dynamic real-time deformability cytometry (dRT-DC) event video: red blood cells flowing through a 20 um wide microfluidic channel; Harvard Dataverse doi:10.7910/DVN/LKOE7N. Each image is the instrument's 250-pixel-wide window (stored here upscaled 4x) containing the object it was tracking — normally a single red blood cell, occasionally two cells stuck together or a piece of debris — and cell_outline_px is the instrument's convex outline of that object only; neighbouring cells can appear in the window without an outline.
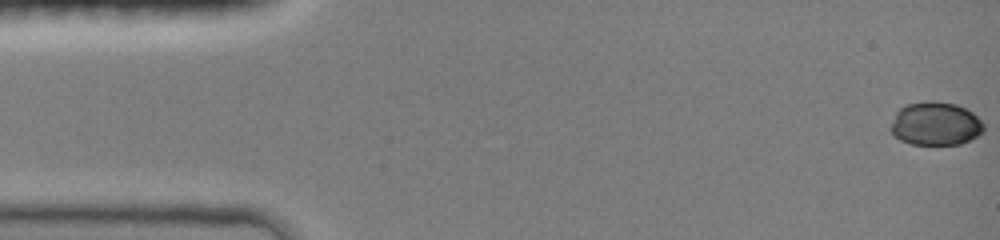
{"species": "common noctule bat (a hibernating species)", "species_latin": "Nyctalus noctula", "temperature_condition": "room temperature", "stored_images_in_passage": 48, "camera_frame_rate_fps": 3000, "um_per_image_px": 0.085, "animal": {"sex": "female", "body_mass_g": 19.0, "forearm_length_mm": 51.5}, "frame": {"image": 1, "passage_image": 1, "time_ms": 0.0, "image_size_px": [1000, 240], "cell_outline_px": [[984, 132], [960, 144], [912, 144], [900, 140], [888, 128], [896, 112], [900, 108], [908, 104], [924, 100], [932, 100], [956, 104], [972, 112], [984, 124]], "centroid_in_image_um": [79.5, 10.5], "position_along_channel_um": 5.5, "area_um2": 23.58}}
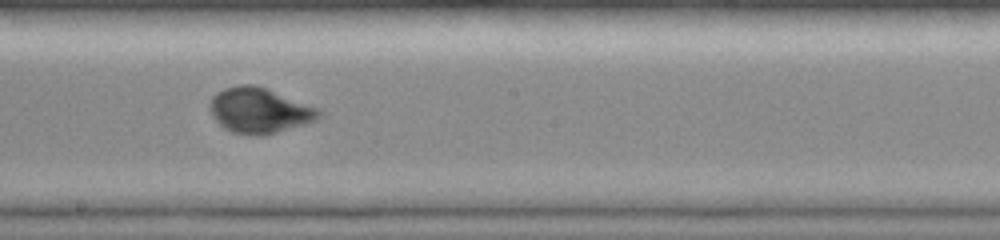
{"frame": {"image": 2, "passage_image": 27, "time_ms": 8.667, "image_size_px": [1000, 240], "cell_outline_px": [[324, 112], [316, 120], [304, 124], [264, 136], [256, 136], [232, 132], [224, 128], [216, 120], [208, 108], [208, 104], [212, 96], [216, 92], [224, 88], [240, 84], [256, 84], [268, 88], [320, 108]], "centroid_in_image_um": [22.05, 9.37], "position_along_channel_um": 226.1, "area_um2": 29.3}}
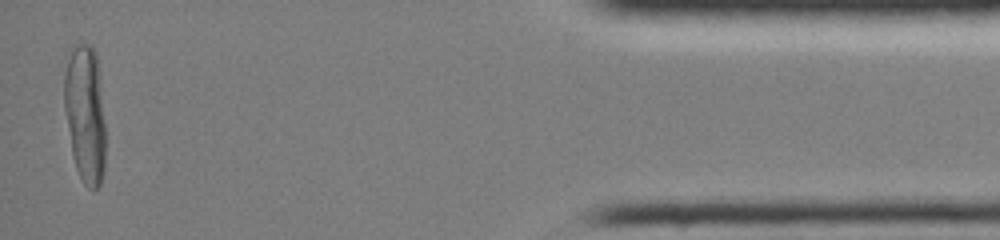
{"frame": {"image": 3, "passage_image": 47, "time_ms": 15.333, "image_size_px": [1000, 240], "cell_outline_px": [[104, 168], [100, 184], [92, 192], [84, 184], [76, 168], [72, 156], [64, 108], [64, 72], [68, 48], [72, 44], [88, 44], [96, 52], [100, 80], [104, 124]], "centroid_in_image_um": [7.21, 9.63], "position_along_channel_um": 428.0, "area_um2": 33.52}}